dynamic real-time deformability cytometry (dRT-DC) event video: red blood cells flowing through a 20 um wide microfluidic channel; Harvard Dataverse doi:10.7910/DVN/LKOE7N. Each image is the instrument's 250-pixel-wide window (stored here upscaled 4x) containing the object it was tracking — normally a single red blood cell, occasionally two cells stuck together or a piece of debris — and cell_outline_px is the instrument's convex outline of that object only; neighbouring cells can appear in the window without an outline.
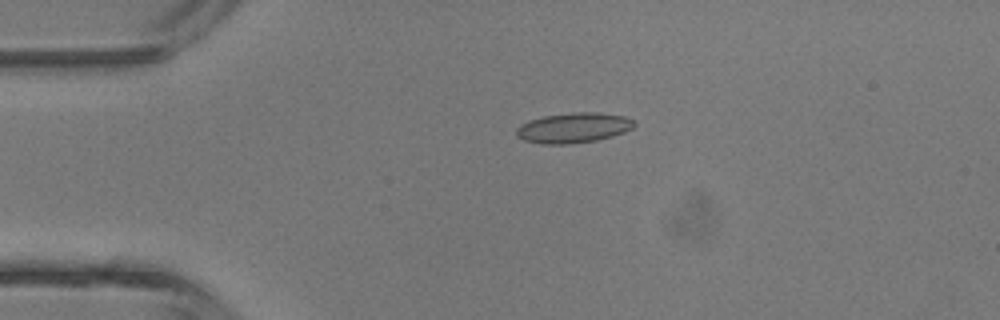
{"species": "common noctule bat (a hibernating species)", "species_latin": "Nyctalus noctula", "temperature_condition": "room temperature", "stored_images_in_passage": 5, "camera_frame_rate_fps": 3000, "um_per_image_px": 0.085, "animal": {"sex": "male", "body_mass_g": 13.3}, "frame": {"image": 1, "passage_image": 3, "time_ms": 2.333, "image_size_px": [1000, 320], "cell_outline_px": [[636, 124], [632, 128], [624, 132], [612, 136], [596, 140], [568, 144], [544, 144], [524, 140], [516, 136], [516, 128], [520, 124], [544, 116], [572, 112], [596, 112], [624, 116], [636, 120]], "centroid_in_image_um": [48.76, 10.86], "position_along_channel_um": 36.2, "area_um2": 20.69}}